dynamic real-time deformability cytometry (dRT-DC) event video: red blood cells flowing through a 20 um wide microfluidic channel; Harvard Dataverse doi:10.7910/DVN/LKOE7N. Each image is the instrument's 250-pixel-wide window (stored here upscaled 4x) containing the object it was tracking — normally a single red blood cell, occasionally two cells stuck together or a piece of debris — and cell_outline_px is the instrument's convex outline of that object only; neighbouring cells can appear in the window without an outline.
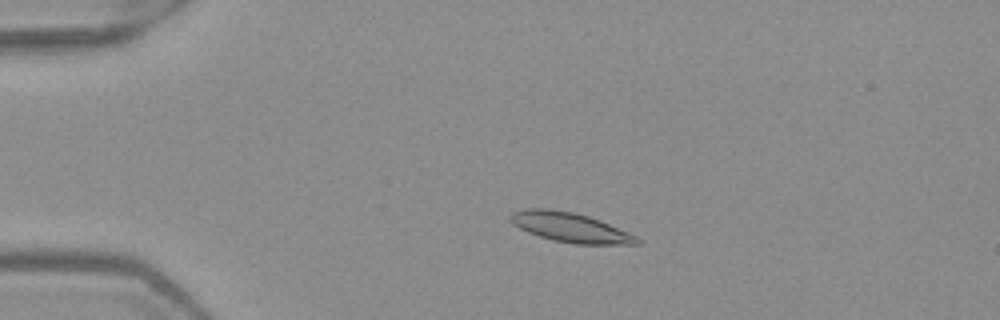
{"species": "Egyptian fruit bat (a non-hibernating species)", "species_latin": "Rousettus aegyptiacus", "temperature_condition": "warm", "stored_images_in_passage": 4, "camera_frame_rate_fps": 3000, "um_per_image_px": 0.085, "frame": {"image": 1, "passage_image": 3, "time_ms": 0.667, "image_size_px": [1000, 320], "cell_outline_px": [[640, 244], [576, 244], [552, 240], [528, 232], [512, 224], [508, 216], [512, 212], [528, 208], [548, 208], [572, 212], [588, 216], [600, 220], [628, 232], [636, 236], [640, 240]], "centroid_in_image_um": [48.44, 19.32], "position_along_channel_um": 36.6, "area_um2": 21.73}}